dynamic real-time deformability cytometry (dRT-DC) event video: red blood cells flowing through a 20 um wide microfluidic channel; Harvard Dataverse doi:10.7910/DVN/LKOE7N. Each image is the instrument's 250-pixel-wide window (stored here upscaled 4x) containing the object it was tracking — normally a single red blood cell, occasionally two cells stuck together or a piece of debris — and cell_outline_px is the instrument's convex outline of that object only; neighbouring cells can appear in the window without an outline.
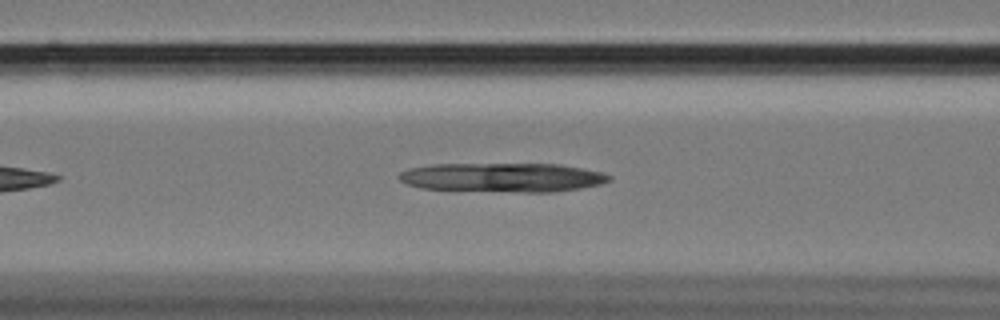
{"species": "Egyptian fruit bat (a non-hibernating species)", "species_latin": "Rousettus aegyptiacus", "temperature_condition": "cold", "stored_images_in_passage": 24, "camera_frame_rate_fps": 3000, "um_per_image_px": 0.085, "animal": {"sex": "female"}, "frame": {"image": 1, "passage_image": 11, "time_ms": 3.333, "image_size_px": [1000, 320], "cell_outline_px": [[612, 180], [600, 184], [580, 188], [552, 192], [524, 192], [420, 188], [408, 184], [400, 180], [396, 176], [400, 172], [412, 168], [432, 164], [560, 164], [600, 172], [612, 176]], "centroid_in_image_um": [42.73, 15.08], "position_along_channel_um": 123.9, "area_um2": 35.43}}
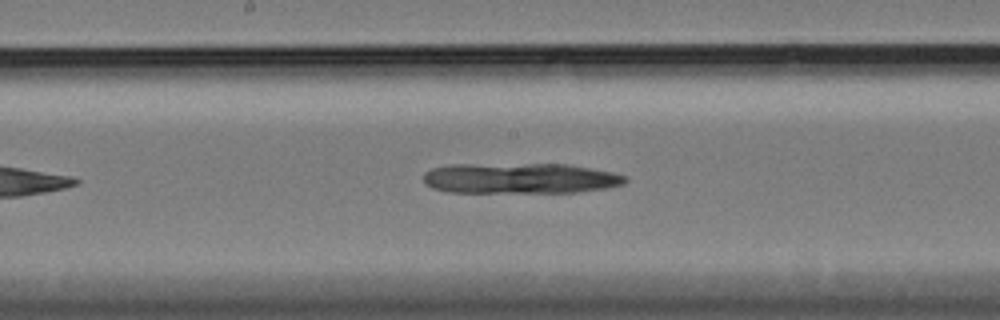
{"frame": {"image": 2, "passage_image": 18, "time_ms": 5.667, "image_size_px": [1000, 320], "cell_outline_px": [[628, 180], [624, 184], [604, 188], [576, 192], [448, 192], [432, 188], [424, 184], [424, 172], [432, 168], [452, 164], [568, 164], [612, 172], [628, 176]], "centroid_in_image_um": [44.19, 15.15], "position_along_channel_um": 204.0, "area_um2": 36.07}}
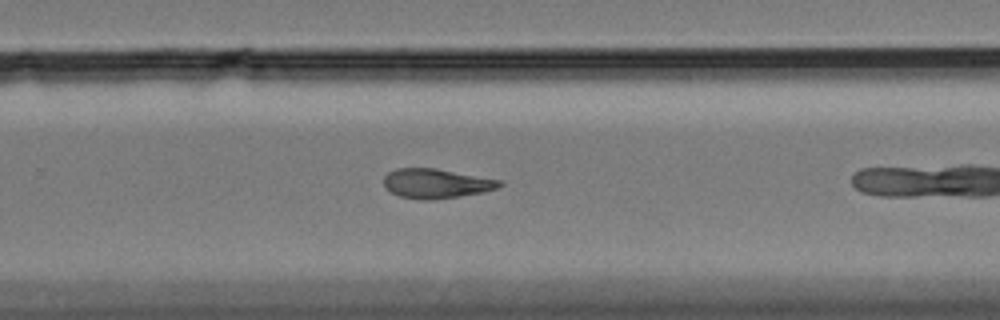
{"frame": {"image": 3, "passage_image": 22, "time_ms": 7.0, "image_size_px": [1000, 320], "cell_outline_px": [[504, 184], [496, 188], [480, 192], [460, 196], [432, 200], [420, 200], [400, 196], [392, 192], [384, 184], [384, 176], [388, 172], [396, 168], [432, 168], [504, 180]], "centroid_in_image_um": [37.08, 15.59], "position_along_channel_um": 292.7, "area_um2": 19.77}}